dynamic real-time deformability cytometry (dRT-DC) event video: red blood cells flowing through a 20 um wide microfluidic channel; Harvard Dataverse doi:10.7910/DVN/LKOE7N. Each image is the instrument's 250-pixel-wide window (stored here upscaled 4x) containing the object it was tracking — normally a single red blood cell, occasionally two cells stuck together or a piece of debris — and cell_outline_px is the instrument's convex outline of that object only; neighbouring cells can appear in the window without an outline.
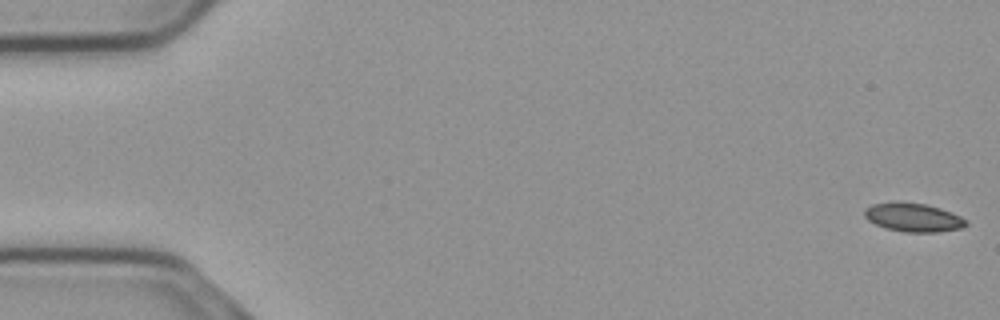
{"species": "common noctule bat (a hibernating species)", "species_latin": "Nyctalus noctula", "temperature_condition": "cold", "stored_images_in_passage": 54, "camera_frame_rate_fps": 3000, "um_per_image_px": 0.085, "animal": {"sex": "male", "body_mass_g": 23.1, "forearm_length_mm": 52.7}, "frame": {"image": 1, "passage_image": 1, "time_ms": 0.0, "image_size_px": [1000, 320], "cell_outline_px": [[968, 224], [960, 228], [936, 232], [904, 232], [884, 228], [868, 220], [864, 216], [864, 208], [872, 204], [924, 204], [940, 208], [952, 212], [968, 220]], "centroid_in_image_um": [77.65, 18.52], "position_along_channel_um": 7.3, "area_um2": 16.47}}
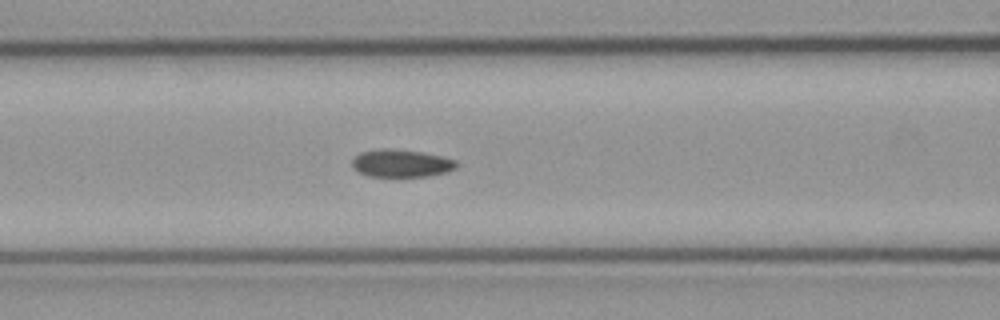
{"frame": {"image": 2, "passage_image": 23, "time_ms": 7.333, "image_size_px": [1000, 320], "cell_outline_px": [[460, 164], [456, 168], [448, 172], [428, 176], [368, 176], [352, 168], [352, 160], [360, 152], [380, 148], [388, 148], [424, 152], [444, 156], [456, 160]], "centroid_in_image_um": [34.15, 13.87], "position_along_channel_um": 132.4, "area_um2": 17.05}}
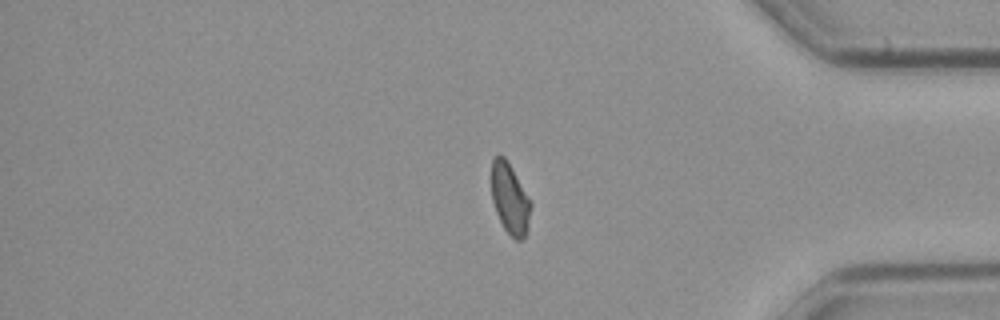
{"frame": {"image": 3, "passage_image": 46, "time_ms": 15.0, "image_size_px": [1000, 320], "cell_outline_px": [[532, 204], [528, 228], [524, 236], [520, 240], [516, 240], [504, 228], [496, 212], [492, 200], [492, 160], [496, 156], [504, 156], [508, 160]], "centroid_in_image_um": [43.35, 16.88], "position_along_channel_um": 391.9, "area_um2": 16.01}, "authors_computed_cell_mechanics": {"area_um2": 17.0221, "velocity_mm_per_s": 3.7229, "shape_relaxation_time_tau1_ms": null, "shape_relaxation_time_tau2_ms": 7.7005, "deformation_change_tau1": null, "deformation_change_tau2": 0.0771}}